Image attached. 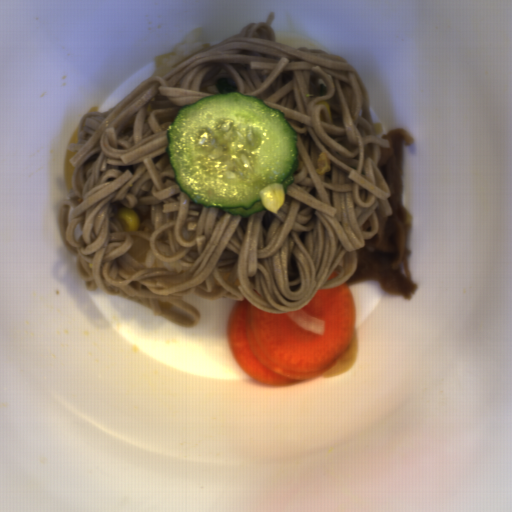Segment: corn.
I'll return each mask as SVG.
<instances>
[{
  "mask_svg": "<svg viewBox=\"0 0 512 512\" xmlns=\"http://www.w3.org/2000/svg\"><path fill=\"white\" fill-rule=\"evenodd\" d=\"M114 217L122 224L126 233L130 231L136 232L140 228L141 222L139 215L132 208L120 207Z\"/></svg>",
  "mask_w": 512,
  "mask_h": 512,
  "instance_id": "corn-2",
  "label": "corn"
},
{
  "mask_svg": "<svg viewBox=\"0 0 512 512\" xmlns=\"http://www.w3.org/2000/svg\"><path fill=\"white\" fill-rule=\"evenodd\" d=\"M259 197L264 209L277 215V212L285 203V189L282 183H269L259 190Z\"/></svg>",
  "mask_w": 512,
  "mask_h": 512,
  "instance_id": "corn-1",
  "label": "corn"
}]
</instances>
